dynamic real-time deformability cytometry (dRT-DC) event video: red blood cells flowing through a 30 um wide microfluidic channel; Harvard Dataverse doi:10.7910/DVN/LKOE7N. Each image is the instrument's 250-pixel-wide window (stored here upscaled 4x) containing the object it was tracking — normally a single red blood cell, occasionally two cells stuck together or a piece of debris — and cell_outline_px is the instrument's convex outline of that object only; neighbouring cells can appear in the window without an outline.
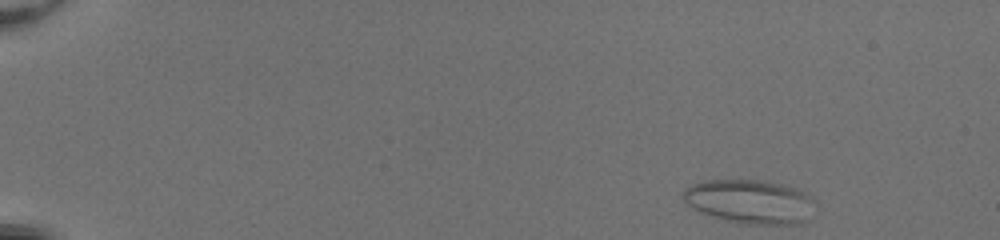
{"species": "common noctule bat (a hibernating species)", "species_latin": "Nyctalus noctula", "temperature_condition": "room temperature", "stored_images_in_passage": 47, "camera_frame_rate_fps": 3000, "um_per_image_px": 0.085, "animal": {"sex": "female", "body_mass_g": 20.0, "forearm_length_mm": 54.0}, "frame": {"image": 1, "passage_image": 1, "time_ms": 0.0, "image_size_px": [1000, 240], "cell_outline_px": [[816, 204], [808, 220], [804, 224], [740, 224], [700, 212], [688, 204], [680, 196], [684, 188], [692, 184], [704, 180], [764, 180], [796, 188], [812, 196], [816, 200]], "centroid_in_image_um": [63.78, 17.14], "position_along_channel_um": 21.2, "area_um2": 34.28}}
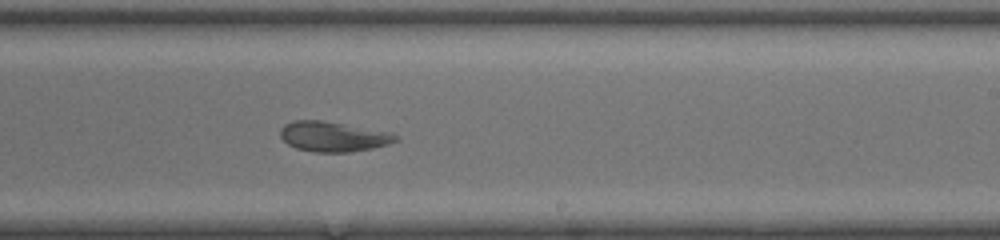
{"frame": {"image": 2, "passage_image": 29, "time_ms": 9.333, "image_size_px": [1000, 240], "cell_outline_px": [[400, 140], [388, 144], [372, 148], [352, 152], [316, 152], [296, 148], [288, 144], [280, 136], [280, 128], [284, 124], [292, 120], [320, 120], [392, 132], [400, 136]], "centroid_in_image_um": [28.35, 11.6], "position_along_channel_um": 260.7, "area_um2": 20.35}}
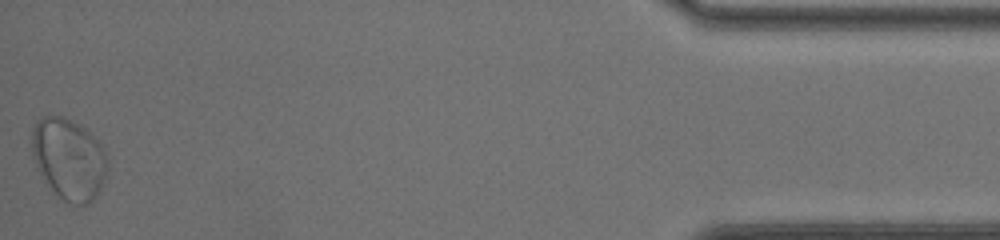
{"frame": {"image": 3, "passage_image": 47, "time_ms": 15.333, "image_size_px": [1000, 240], "cell_outline_px": [[104, 176], [100, 188], [96, 196], [88, 204], [68, 204], [56, 196], [36, 168], [32, 156], [32, 128], [36, 120], [40, 116], [60, 116], [80, 124], [88, 128], [100, 144], [104, 152]], "centroid_in_image_um": [5.78, 13.5], "position_along_channel_um": 429.4, "area_um2": 35.72}, "authors_computed_cell_mechanics": {"area_um2": 26.3568, "velocity_mm_per_s": 4.0587, "shape_relaxation_time_tau1_ms": 7.0015, "shape_relaxation_time_tau2_ms": null, "deformation_change_tau1": 0.1438, "deformation_change_tau2": null}}